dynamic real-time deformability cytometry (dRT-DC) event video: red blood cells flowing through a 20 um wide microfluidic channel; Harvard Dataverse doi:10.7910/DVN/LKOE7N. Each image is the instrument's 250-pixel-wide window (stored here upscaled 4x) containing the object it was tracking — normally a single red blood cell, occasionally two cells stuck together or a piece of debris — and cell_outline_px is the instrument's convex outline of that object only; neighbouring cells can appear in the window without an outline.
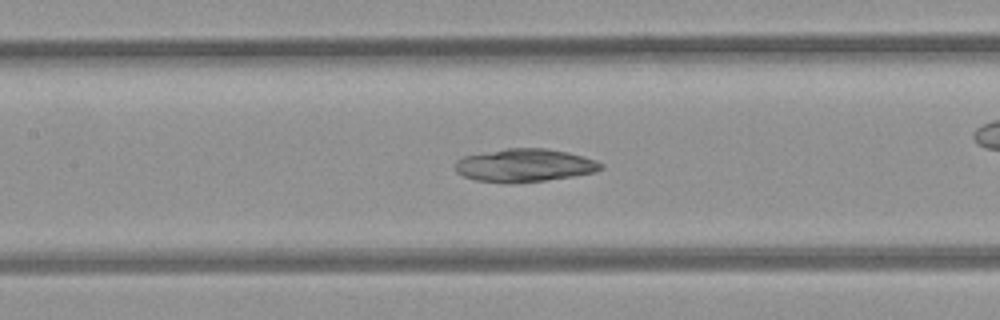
{"species": "common noctule bat (a hibernating species)", "species_latin": "Nyctalus noctula", "temperature_condition": "room temperature", "stored_images_in_passage": 52, "camera_frame_rate_fps": 3000, "um_per_image_px": 0.085, "animal": {"sex": "female", "body_mass_g": 21.9}, "frame": {"image": 1, "passage_image": 23, "time_ms": 7.333, "image_size_px": [1000, 320], "cell_outline_px": [[604, 168], [596, 172], [572, 176], [544, 180], [512, 184], [504, 184], [476, 180], [464, 176], [456, 172], [456, 160], [464, 156], [504, 148], [544, 148], [568, 152], [596, 160], [604, 164]], "centroid_in_image_um": [44.59, 14.06], "position_along_channel_um": 162.8, "area_um2": 28.26}, "authors_computed_cell_mechanics": {"area_um2": 29.9693, "velocity_mm_per_s": 3.9558, "shape_relaxation_time_tau1_ms": null, "shape_relaxation_time_tau2_ms": 6.0467, "deformation_change_tau1": null, "deformation_change_tau2": 0.0976}}